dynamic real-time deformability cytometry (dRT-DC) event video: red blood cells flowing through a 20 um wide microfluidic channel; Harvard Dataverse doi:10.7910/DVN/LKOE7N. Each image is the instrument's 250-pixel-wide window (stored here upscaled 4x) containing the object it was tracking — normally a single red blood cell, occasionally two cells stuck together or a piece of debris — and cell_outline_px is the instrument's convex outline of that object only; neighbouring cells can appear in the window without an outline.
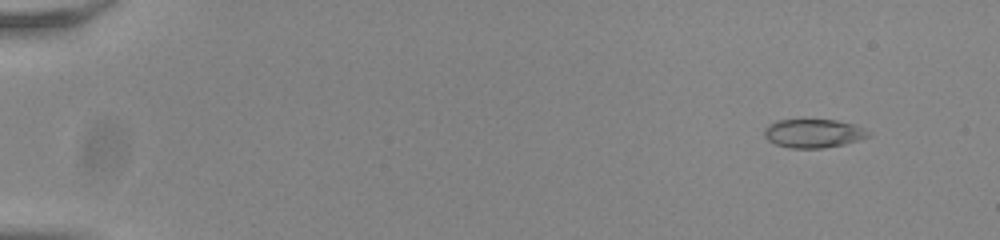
{"species": "common noctule bat (a hibernating species)", "species_latin": "Nyctalus noctula", "temperature_condition": "room temperature", "stored_images_in_passage": 56, "camera_frame_rate_fps": 3000, "um_per_image_px": 0.085, "animal": {"sex": "male", "body_mass_g": 20.0, "forearm_length_mm": 53.3}, "frame": {"image": 1, "passage_image": 6, "time_ms": 1.667, "image_size_px": [1000, 240], "cell_outline_px": [[872, 132], [868, 136], [844, 144], [820, 148], [792, 148], [776, 144], [768, 140], [764, 136], [764, 128], [768, 124], [776, 120], [836, 120], [852, 124], [864, 128]], "centroid_in_image_um": [69.11, 11.33], "position_along_channel_um": 15.9, "area_um2": 17.22}}
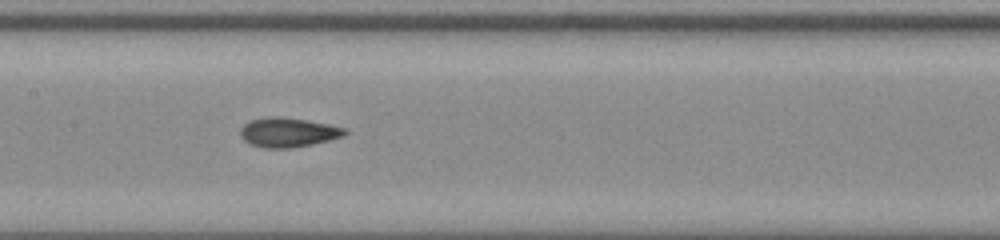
{"frame": {"image": 2, "passage_image": 30, "time_ms": 9.667, "image_size_px": [1000, 240], "cell_outline_px": [[348, 132], [344, 136], [312, 144], [288, 148], [264, 148], [248, 144], [240, 136], [240, 128], [248, 120], [272, 116], [280, 116], [308, 120], [328, 124], [344, 128]], "centroid_in_image_um": [24.44, 11.24], "position_along_channel_um": 183.0, "area_um2": 18.03}}
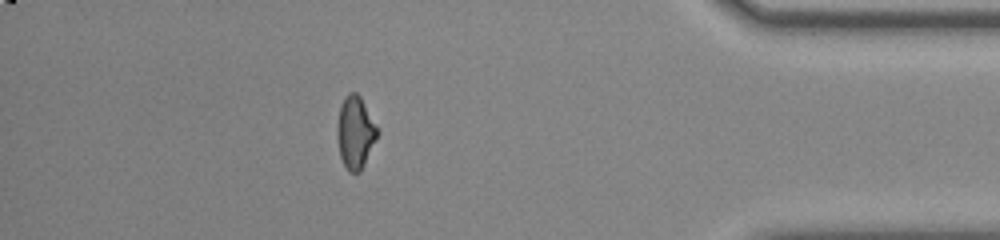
{"frame": {"image": 3, "passage_image": 50, "time_ms": 16.333, "image_size_px": [1000, 240], "cell_outline_px": [[380, 132], [360, 172], [348, 172], [340, 156], [336, 132], [336, 124], [340, 104], [344, 96], [348, 92], [356, 92], [360, 96]], "centroid_in_image_um": [30.18, 11.23], "position_along_channel_um": 405.0, "area_um2": 17.11}, "authors_computed_cell_mechanics": {"area_um2": 17.3978, "velocity_mm_per_s": 3.8546, "shape_relaxation_time_tau1_ms": null, "shape_relaxation_time_tau2_ms": 1.386, "deformation_change_tau1": null, "deformation_change_tau2": 0.0734}}